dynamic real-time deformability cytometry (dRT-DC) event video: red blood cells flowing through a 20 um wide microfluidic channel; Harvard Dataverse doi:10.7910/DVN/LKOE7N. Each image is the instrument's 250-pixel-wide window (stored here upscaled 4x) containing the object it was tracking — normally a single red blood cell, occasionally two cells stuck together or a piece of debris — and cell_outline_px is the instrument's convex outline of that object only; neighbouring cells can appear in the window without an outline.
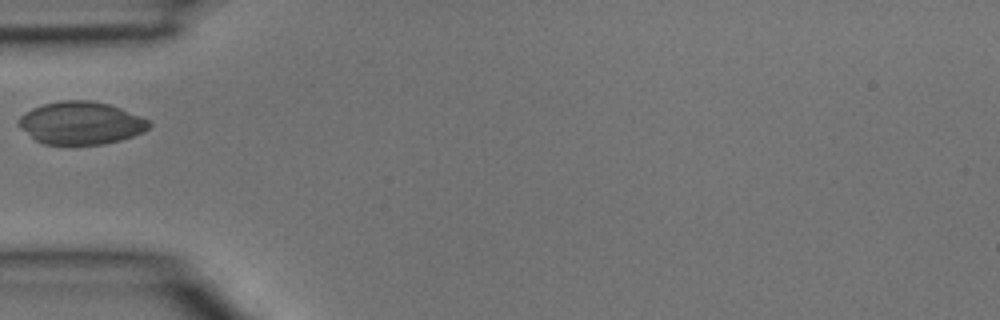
{"species": "common noctule bat (a hibernating species)", "species_latin": "Nyctalus noctula", "temperature_condition": "room temperature", "stored_images_in_passage": 3, "camera_frame_rate_fps": 3000, "um_per_image_px": 0.085, "animal": {"sex": "male", "body_mass_g": 15.6}, "frame": {"image": 1, "passage_image": 3, "time_ms": 0.667, "image_size_px": [1000, 320], "cell_outline_px": [[152, 124], [148, 128], [132, 136], [120, 140], [104, 144], [44, 144], [36, 140], [20, 128], [16, 124], [16, 120], [20, 116], [32, 108], [44, 104], [60, 100], [88, 100], [108, 104], [120, 108], [152, 120]], "centroid_in_image_um": [6.86, 10.45], "position_along_channel_um": 78.1, "area_um2": 32.43}}